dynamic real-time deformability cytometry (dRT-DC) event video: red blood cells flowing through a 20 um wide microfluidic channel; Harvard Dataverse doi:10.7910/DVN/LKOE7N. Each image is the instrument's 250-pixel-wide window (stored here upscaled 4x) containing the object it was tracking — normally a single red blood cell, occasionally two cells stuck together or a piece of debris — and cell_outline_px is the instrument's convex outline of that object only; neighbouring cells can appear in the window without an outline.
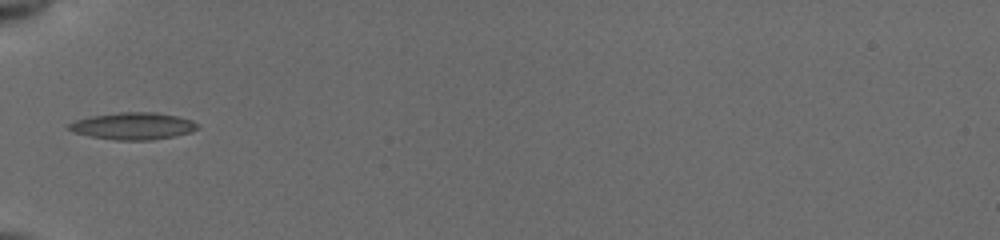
{"species": "common noctule bat (a hibernating species)", "species_latin": "Nyctalus noctula", "temperature_condition": "cold", "stored_images_in_passage": 7, "camera_frame_rate_fps": 3000, "um_per_image_px": 0.085, "animal": {"sex": "female", "body_mass_g": 19.5, "forearm_length_mm": 54.1}, "frame": {"image": 1, "passage_image": 1, "time_ms": 0.0, "image_size_px": [1000, 240], "cell_outline_px": [[200, 128], [192, 132], [176, 136], [152, 140], [116, 140], [92, 136], [72, 132], [68, 128], [68, 124], [76, 120], [92, 116], [120, 112], [156, 112], [176, 116], [192, 120], [200, 124]], "centroid_in_image_um": [11.37, 10.71], "position_along_channel_um": 73.6, "area_um2": 20.35}}